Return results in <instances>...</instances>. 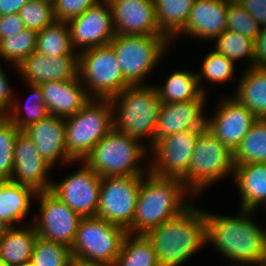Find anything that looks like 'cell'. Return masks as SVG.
I'll return each mask as SVG.
<instances>
[{"instance_id": "obj_5", "label": "cell", "mask_w": 266, "mask_h": 266, "mask_svg": "<svg viewBox=\"0 0 266 266\" xmlns=\"http://www.w3.org/2000/svg\"><path fill=\"white\" fill-rule=\"evenodd\" d=\"M95 102L91 98L77 113L64 118L66 149L73 161H84L93 147L114 128L112 111L115 106L110 99L97 98Z\"/></svg>"}, {"instance_id": "obj_32", "label": "cell", "mask_w": 266, "mask_h": 266, "mask_svg": "<svg viewBox=\"0 0 266 266\" xmlns=\"http://www.w3.org/2000/svg\"><path fill=\"white\" fill-rule=\"evenodd\" d=\"M233 163H266V119H257L233 152Z\"/></svg>"}, {"instance_id": "obj_37", "label": "cell", "mask_w": 266, "mask_h": 266, "mask_svg": "<svg viewBox=\"0 0 266 266\" xmlns=\"http://www.w3.org/2000/svg\"><path fill=\"white\" fill-rule=\"evenodd\" d=\"M21 132L6 117H0V180L11 178L15 142Z\"/></svg>"}, {"instance_id": "obj_10", "label": "cell", "mask_w": 266, "mask_h": 266, "mask_svg": "<svg viewBox=\"0 0 266 266\" xmlns=\"http://www.w3.org/2000/svg\"><path fill=\"white\" fill-rule=\"evenodd\" d=\"M79 54V76L98 99H110L130 84L124 79L110 45L85 49Z\"/></svg>"}, {"instance_id": "obj_2", "label": "cell", "mask_w": 266, "mask_h": 266, "mask_svg": "<svg viewBox=\"0 0 266 266\" xmlns=\"http://www.w3.org/2000/svg\"><path fill=\"white\" fill-rule=\"evenodd\" d=\"M147 174L146 179L142 175L134 219L127 229L130 234L145 235L190 207L182 202L189 192L182 179L159 177L149 171Z\"/></svg>"}, {"instance_id": "obj_49", "label": "cell", "mask_w": 266, "mask_h": 266, "mask_svg": "<svg viewBox=\"0 0 266 266\" xmlns=\"http://www.w3.org/2000/svg\"><path fill=\"white\" fill-rule=\"evenodd\" d=\"M17 266H34V264L32 263V261H29V262H25Z\"/></svg>"}, {"instance_id": "obj_47", "label": "cell", "mask_w": 266, "mask_h": 266, "mask_svg": "<svg viewBox=\"0 0 266 266\" xmlns=\"http://www.w3.org/2000/svg\"><path fill=\"white\" fill-rule=\"evenodd\" d=\"M72 266H115L108 263H97V262H85L79 260H73Z\"/></svg>"}, {"instance_id": "obj_20", "label": "cell", "mask_w": 266, "mask_h": 266, "mask_svg": "<svg viewBox=\"0 0 266 266\" xmlns=\"http://www.w3.org/2000/svg\"><path fill=\"white\" fill-rule=\"evenodd\" d=\"M205 100L162 103L160 106L154 145L166 136L183 130L206 127V116L203 114Z\"/></svg>"}, {"instance_id": "obj_27", "label": "cell", "mask_w": 266, "mask_h": 266, "mask_svg": "<svg viewBox=\"0 0 266 266\" xmlns=\"http://www.w3.org/2000/svg\"><path fill=\"white\" fill-rule=\"evenodd\" d=\"M23 228L11 227L0 240V260L7 266H17L31 261L38 234L34 225Z\"/></svg>"}, {"instance_id": "obj_43", "label": "cell", "mask_w": 266, "mask_h": 266, "mask_svg": "<svg viewBox=\"0 0 266 266\" xmlns=\"http://www.w3.org/2000/svg\"><path fill=\"white\" fill-rule=\"evenodd\" d=\"M261 27L266 26V0H236Z\"/></svg>"}, {"instance_id": "obj_23", "label": "cell", "mask_w": 266, "mask_h": 266, "mask_svg": "<svg viewBox=\"0 0 266 266\" xmlns=\"http://www.w3.org/2000/svg\"><path fill=\"white\" fill-rule=\"evenodd\" d=\"M230 0H195L185 27L179 32L215 39L226 30Z\"/></svg>"}, {"instance_id": "obj_41", "label": "cell", "mask_w": 266, "mask_h": 266, "mask_svg": "<svg viewBox=\"0 0 266 266\" xmlns=\"http://www.w3.org/2000/svg\"><path fill=\"white\" fill-rule=\"evenodd\" d=\"M99 2V0H56L53 3L54 19L68 22Z\"/></svg>"}, {"instance_id": "obj_1", "label": "cell", "mask_w": 266, "mask_h": 266, "mask_svg": "<svg viewBox=\"0 0 266 266\" xmlns=\"http://www.w3.org/2000/svg\"><path fill=\"white\" fill-rule=\"evenodd\" d=\"M250 212L242 210L239 217L205 213L207 243L215 245L227 258L247 266L266 262V231L250 221L247 217Z\"/></svg>"}, {"instance_id": "obj_38", "label": "cell", "mask_w": 266, "mask_h": 266, "mask_svg": "<svg viewBox=\"0 0 266 266\" xmlns=\"http://www.w3.org/2000/svg\"><path fill=\"white\" fill-rule=\"evenodd\" d=\"M19 15L25 28L37 32L55 21L53 4L44 0H29L21 8Z\"/></svg>"}, {"instance_id": "obj_51", "label": "cell", "mask_w": 266, "mask_h": 266, "mask_svg": "<svg viewBox=\"0 0 266 266\" xmlns=\"http://www.w3.org/2000/svg\"><path fill=\"white\" fill-rule=\"evenodd\" d=\"M253 266V265H252ZM257 266H266V262L258 264Z\"/></svg>"}, {"instance_id": "obj_25", "label": "cell", "mask_w": 266, "mask_h": 266, "mask_svg": "<svg viewBox=\"0 0 266 266\" xmlns=\"http://www.w3.org/2000/svg\"><path fill=\"white\" fill-rule=\"evenodd\" d=\"M243 72L234 98L257 119H266V68L248 67Z\"/></svg>"}, {"instance_id": "obj_40", "label": "cell", "mask_w": 266, "mask_h": 266, "mask_svg": "<svg viewBox=\"0 0 266 266\" xmlns=\"http://www.w3.org/2000/svg\"><path fill=\"white\" fill-rule=\"evenodd\" d=\"M234 71V62L214 50L204 59L202 74L197 73V78L198 82L202 81V77H206L212 82L222 83L232 78Z\"/></svg>"}, {"instance_id": "obj_28", "label": "cell", "mask_w": 266, "mask_h": 266, "mask_svg": "<svg viewBox=\"0 0 266 266\" xmlns=\"http://www.w3.org/2000/svg\"><path fill=\"white\" fill-rule=\"evenodd\" d=\"M198 84L197 74L177 71L168 77L164 87H156V90L162 103L204 100L205 90L201 86L199 88Z\"/></svg>"}, {"instance_id": "obj_48", "label": "cell", "mask_w": 266, "mask_h": 266, "mask_svg": "<svg viewBox=\"0 0 266 266\" xmlns=\"http://www.w3.org/2000/svg\"><path fill=\"white\" fill-rule=\"evenodd\" d=\"M10 228L11 227L7 223L0 220V240L6 235Z\"/></svg>"}, {"instance_id": "obj_17", "label": "cell", "mask_w": 266, "mask_h": 266, "mask_svg": "<svg viewBox=\"0 0 266 266\" xmlns=\"http://www.w3.org/2000/svg\"><path fill=\"white\" fill-rule=\"evenodd\" d=\"M116 34L165 36L158 27L154 0H107Z\"/></svg>"}, {"instance_id": "obj_36", "label": "cell", "mask_w": 266, "mask_h": 266, "mask_svg": "<svg viewBox=\"0 0 266 266\" xmlns=\"http://www.w3.org/2000/svg\"><path fill=\"white\" fill-rule=\"evenodd\" d=\"M215 51L224 55L231 61L239 58L251 60L250 65L253 67L254 40L242 35L241 33L225 30L220 36H217Z\"/></svg>"}, {"instance_id": "obj_4", "label": "cell", "mask_w": 266, "mask_h": 266, "mask_svg": "<svg viewBox=\"0 0 266 266\" xmlns=\"http://www.w3.org/2000/svg\"><path fill=\"white\" fill-rule=\"evenodd\" d=\"M117 107V116L113 118L114 129L134 139L150 136L154 146V137L158 114L162 102L156 87L129 85L120 94L110 98ZM119 111V112H118ZM118 118V119H117ZM116 119V120H115Z\"/></svg>"}, {"instance_id": "obj_16", "label": "cell", "mask_w": 266, "mask_h": 266, "mask_svg": "<svg viewBox=\"0 0 266 266\" xmlns=\"http://www.w3.org/2000/svg\"><path fill=\"white\" fill-rule=\"evenodd\" d=\"M256 121L254 114L232 97L222 101L215 117L206 119V127L233 153Z\"/></svg>"}, {"instance_id": "obj_31", "label": "cell", "mask_w": 266, "mask_h": 266, "mask_svg": "<svg viewBox=\"0 0 266 266\" xmlns=\"http://www.w3.org/2000/svg\"><path fill=\"white\" fill-rule=\"evenodd\" d=\"M115 266H160L150 240L144 234L127 233Z\"/></svg>"}, {"instance_id": "obj_29", "label": "cell", "mask_w": 266, "mask_h": 266, "mask_svg": "<svg viewBox=\"0 0 266 266\" xmlns=\"http://www.w3.org/2000/svg\"><path fill=\"white\" fill-rule=\"evenodd\" d=\"M195 0H154L160 31L168 38L185 27Z\"/></svg>"}, {"instance_id": "obj_34", "label": "cell", "mask_w": 266, "mask_h": 266, "mask_svg": "<svg viewBox=\"0 0 266 266\" xmlns=\"http://www.w3.org/2000/svg\"><path fill=\"white\" fill-rule=\"evenodd\" d=\"M38 32L24 29L16 35L0 40V56L12 60L17 67L25 58L36 50Z\"/></svg>"}, {"instance_id": "obj_11", "label": "cell", "mask_w": 266, "mask_h": 266, "mask_svg": "<svg viewBox=\"0 0 266 266\" xmlns=\"http://www.w3.org/2000/svg\"><path fill=\"white\" fill-rule=\"evenodd\" d=\"M142 176H108L101 180L96 217L124 227L132 225Z\"/></svg>"}, {"instance_id": "obj_35", "label": "cell", "mask_w": 266, "mask_h": 266, "mask_svg": "<svg viewBox=\"0 0 266 266\" xmlns=\"http://www.w3.org/2000/svg\"><path fill=\"white\" fill-rule=\"evenodd\" d=\"M31 261L34 266H72L73 258L65 245L38 236Z\"/></svg>"}, {"instance_id": "obj_22", "label": "cell", "mask_w": 266, "mask_h": 266, "mask_svg": "<svg viewBox=\"0 0 266 266\" xmlns=\"http://www.w3.org/2000/svg\"><path fill=\"white\" fill-rule=\"evenodd\" d=\"M81 77L39 84L49 115L66 118L82 109L92 97L80 85Z\"/></svg>"}, {"instance_id": "obj_9", "label": "cell", "mask_w": 266, "mask_h": 266, "mask_svg": "<svg viewBox=\"0 0 266 266\" xmlns=\"http://www.w3.org/2000/svg\"><path fill=\"white\" fill-rule=\"evenodd\" d=\"M234 173L233 153L205 127L198 135L184 185L197 194L227 173Z\"/></svg>"}, {"instance_id": "obj_14", "label": "cell", "mask_w": 266, "mask_h": 266, "mask_svg": "<svg viewBox=\"0 0 266 266\" xmlns=\"http://www.w3.org/2000/svg\"><path fill=\"white\" fill-rule=\"evenodd\" d=\"M101 180L85 163L81 170L61 183H52L49 191L82 218L96 217Z\"/></svg>"}, {"instance_id": "obj_46", "label": "cell", "mask_w": 266, "mask_h": 266, "mask_svg": "<svg viewBox=\"0 0 266 266\" xmlns=\"http://www.w3.org/2000/svg\"><path fill=\"white\" fill-rule=\"evenodd\" d=\"M29 0H0V16L19 13Z\"/></svg>"}, {"instance_id": "obj_7", "label": "cell", "mask_w": 266, "mask_h": 266, "mask_svg": "<svg viewBox=\"0 0 266 266\" xmlns=\"http://www.w3.org/2000/svg\"><path fill=\"white\" fill-rule=\"evenodd\" d=\"M127 230L98 217L82 218L70 248L73 260L115 265Z\"/></svg>"}, {"instance_id": "obj_52", "label": "cell", "mask_w": 266, "mask_h": 266, "mask_svg": "<svg viewBox=\"0 0 266 266\" xmlns=\"http://www.w3.org/2000/svg\"><path fill=\"white\" fill-rule=\"evenodd\" d=\"M44 1H48L53 4L56 0H44Z\"/></svg>"}, {"instance_id": "obj_15", "label": "cell", "mask_w": 266, "mask_h": 266, "mask_svg": "<svg viewBox=\"0 0 266 266\" xmlns=\"http://www.w3.org/2000/svg\"><path fill=\"white\" fill-rule=\"evenodd\" d=\"M102 1L67 22L73 48L81 45L85 50L109 45L116 35L110 3Z\"/></svg>"}, {"instance_id": "obj_45", "label": "cell", "mask_w": 266, "mask_h": 266, "mask_svg": "<svg viewBox=\"0 0 266 266\" xmlns=\"http://www.w3.org/2000/svg\"><path fill=\"white\" fill-rule=\"evenodd\" d=\"M11 97V90L7 82L6 75L2 68L0 67V117H5L6 113L10 111L13 102Z\"/></svg>"}, {"instance_id": "obj_12", "label": "cell", "mask_w": 266, "mask_h": 266, "mask_svg": "<svg viewBox=\"0 0 266 266\" xmlns=\"http://www.w3.org/2000/svg\"><path fill=\"white\" fill-rule=\"evenodd\" d=\"M203 129L183 130L162 138L153 146L155 162L149 171L159 177L183 179L189 171L196 139Z\"/></svg>"}, {"instance_id": "obj_6", "label": "cell", "mask_w": 266, "mask_h": 266, "mask_svg": "<svg viewBox=\"0 0 266 266\" xmlns=\"http://www.w3.org/2000/svg\"><path fill=\"white\" fill-rule=\"evenodd\" d=\"M139 140L114 128L107 133L84 159L101 178L108 176H142L138 160L144 156L145 146Z\"/></svg>"}, {"instance_id": "obj_18", "label": "cell", "mask_w": 266, "mask_h": 266, "mask_svg": "<svg viewBox=\"0 0 266 266\" xmlns=\"http://www.w3.org/2000/svg\"><path fill=\"white\" fill-rule=\"evenodd\" d=\"M52 167L40 156L34 142L21 132L15 142L10 180L29 186L37 192L49 191L53 182L46 175Z\"/></svg>"}, {"instance_id": "obj_8", "label": "cell", "mask_w": 266, "mask_h": 266, "mask_svg": "<svg viewBox=\"0 0 266 266\" xmlns=\"http://www.w3.org/2000/svg\"><path fill=\"white\" fill-rule=\"evenodd\" d=\"M168 41L166 36L116 34L109 45L116 54L124 79L130 85H141V80L164 54Z\"/></svg>"}, {"instance_id": "obj_26", "label": "cell", "mask_w": 266, "mask_h": 266, "mask_svg": "<svg viewBox=\"0 0 266 266\" xmlns=\"http://www.w3.org/2000/svg\"><path fill=\"white\" fill-rule=\"evenodd\" d=\"M37 194L38 192L29 186L20 185L10 179L0 180V220L14 227L12 222H17L27 215L30 198Z\"/></svg>"}, {"instance_id": "obj_44", "label": "cell", "mask_w": 266, "mask_h": 266, "mask_svg": "<svg viewBox=\"0 0 266 266\" xmlns=\"http://www.w3.org/2000/svg\"><path fill=\"white\" fill-rule=\"evenodd\" d=\"M253 66L266 68V26L261 28L254 40Z\"/></svg>"}, {"instance_id": "obj_19", "label": "cell", "mask_w": 266, "mask_h": 266, "mask_svg": "<svg viewBox=\"0 0 266 266\" xmlns=\"http://www.w3.org/2000/svg\"><path fill=\"white\" fill-rule=\"evenodd\" d=\"M17 67L28 84L77 79L79 54L47 57L35 51Z\"/></svg>"}, {"instance_id": "obj_3", "label": "cell", "mask_w": 266, "mask_h": 266, "mask_svg": "<svg viewBox=\"0 0 266 266\" xmlns=\"http://www.w3.org/2000/svg\"><path fill=\"white\" fill-rule=\"evenodd\" d=\"M145 235L154 247L160 266H179L207 243L205 212L190 206Z\"/></svg>"}, {"instance_id": "obj_50", "label": "cell", "mask_w": 266, "mask_h": 266, "mask_svg": "<svg viewBox=\"0 0 266 266\" xmlns=\"http://www.w3.org/2000/svg\"><path fill=\"white\" fill-rule=\"evenodd\" d=\"M0 266H7L2 260H0Z\"/></svg>"}, {"instance_id": "obj_33", "label": "cell", "mask_w": 266, "mask_h": 266, "mask_svg": "<svg viewBox=\"0 0 266 266\" xmlns=\"http://www.w3.org/2000/svg\"><path fill=\"white\" fill-rule=\"evenodd\" d=\"M32 90L30 97H28L25 103V110L27 113L25 117H21L19 113L20 105L16 103L12 104L10 111L6 112V118L12 122L20 131H23L29 125L35 124L40 120L45 119L49 114L46 109L44 99H43V91L38 84H29ZM15 106V107H14Z\"/></svg>"}, {"instance_id": "obj_30", "label": "cell", "mask_w": 266, "mask_h": 266, "mask_svg": "<svg viewBox=\"0 0 266 266\" xmlns=\"http://www.w3.org/2000/svg\"><path fill=\"white\" fill-rule=\"evenodd\" d=\"M72 49L70 28L67 22L54 21L38 32L36 52L47 57L76 55Z\"/></svg>"}, {"instance_id": "obj_39", "label": "cell", "mask_w": 266, "mask_h": 266, "mask_svg": "<svg viewBox=\"0 0 266 266\" xmlns=\"http://www.w3.org/2000/svg\"><path fill=\"white\" fill-rule=\"evenodd\" d=\"M261 28L262 27L255 18L236 0H230L227 12L226 30L241 33L255 40Z\"/></svg>"}, {"instance_id": "obj_21", "label": "cell", "mask_w": 266, "mask_h": 266, "mask_svg": "<svg viewBox=\"0 0 266 266\" xmlns=\"http://www.w3.org/2000/svg\"><path fill=\"white\" fill-rule=\"evenodd\" d=\"M32 140L40 156L51 166L62 159L72 163L66 149L65 119L63 117L48 115L45 119L29 125L22 131Z\"/></svg>"}, {"instance_id": "obj_24", "label": "cell", "mask_w": 266, "mask_h": 266, "mask_svg": "<svg viewBox=\"0 0 266 266\" xmlns=\"http://www.w3.org/2000/svg\"><path fill=\"white\" fill-rule=\"evenodd\" d=\"M234 175L242 197L241 210L266 205V163L234 165Z\"/></svg>"}, {"instance_id": "obj_42", "label": "cell", "mask_w": 266, "mask_h": 266, "mask_svg": "<svg viewBox=\"0 0 266 266\" xmlns=\"http://www.w3.org/2000/svg\"><path fill=\"white\" fill-rule=\"evenodd\" d=\"M25 28L19 13L0 16V40L16 35Z\"/></svg>"}, {"instance_id": "obj_13", "label": "cell", "mask_w": 266, "mask_h": 266, "mask_svg": "<svg viewBox=\"0 0 266 266\" xmlns=\"http://www.w3.org/2000/svg\"><path fill=\"white\" fill-rule=\"evenodd\" d=\"M40 220L34 223L39 237L71 248L76 236L80 215L71 210L50 191L38 192Z\"/></svg>"}]
</instances>
